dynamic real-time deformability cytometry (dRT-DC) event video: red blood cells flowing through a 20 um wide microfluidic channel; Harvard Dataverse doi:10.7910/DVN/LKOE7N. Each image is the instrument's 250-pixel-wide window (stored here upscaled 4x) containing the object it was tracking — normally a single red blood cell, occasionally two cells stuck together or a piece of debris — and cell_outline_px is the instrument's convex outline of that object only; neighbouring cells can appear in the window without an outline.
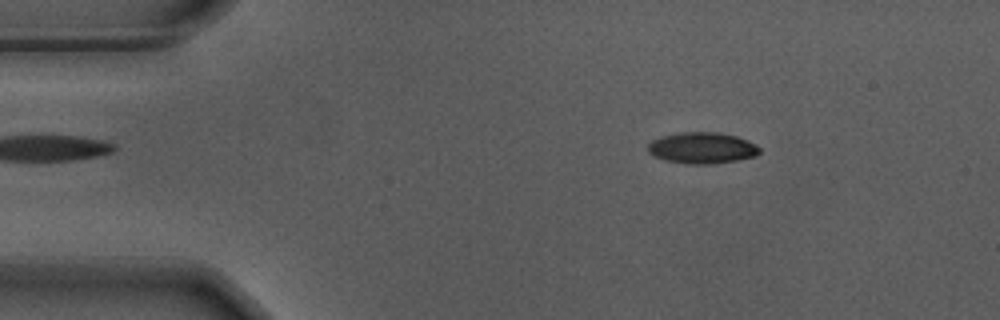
{"species": "Egyptian fruit bat (a non-hibernating species)", "species_latin": "Rousettus aegyptiacus", "temperature_condition": "warm", "stored_images_in_passage": 55, "camera_frame_rate_fps": 3000, "um_per_image_px": 0.085, "animal": {"sex": "male"}, "frame": {"image": 1, "passage_image": 8, "time_ms": 2.333, "image_size_px": [1000, 320], "cell_outline_px": [[760, 152], [756, 156], [736, 160], [708, 164], [688, 164], [664, 160], [648, 152], [648, 144], [652, 140], [660, 136], [680, 132], [716, 132], [736, 136], [748, 140], [756, 144], [760, 148]], "centroid_in_image_um": [59.68, 12.57], "position_along_channel_um": 25.3, "area_um2": 20.35}}
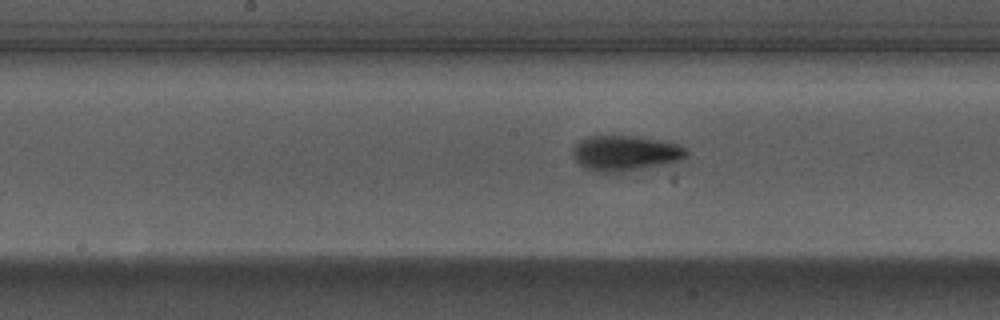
{"frame": {"image": 2, "passage_image": 27, "time_ms": 8.667, "image_size_px": [1000, 320], "cell_outline_px": [[688, 152], [680, 160], [620, 172], [592, 172], [584, 168], [572, 156], [572, 148], [580, 140], [588, 136], [636, 136], [660, 140], [680, 144]], "centroid_in_image_um": [53.08, 13.01], "position_along_channel_um": 195.1, "area_um2": 23.18}}
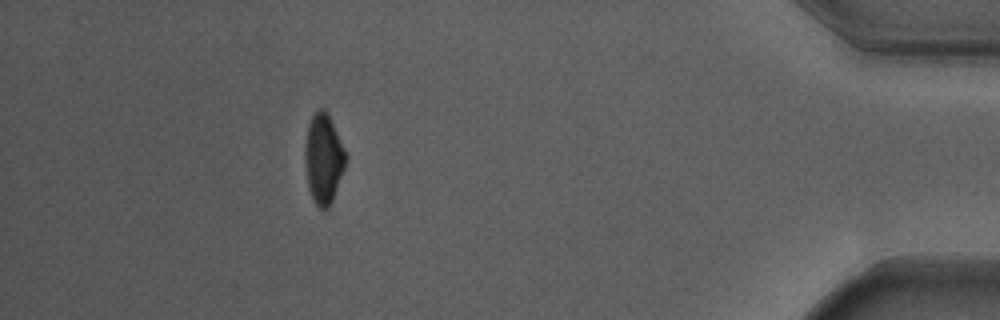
{"frame": {"image": 3, "passage_image": 49, "time_ms": 16.0, "image_size_px": [1000, 320], "cell_outline_px": [[348, 156], [344, 168], [332, 200], [328, 208], [320, 208], [316, 204], [308, 188], [304, 160], [304, 152], [308, 124], [316, 108], [324, 108], [328, 112]], "centroid_in_image_um": [27.49, 13.43], "position_along_channel_um": 407.7, "area_um2": 21.39}, "authors_computed_cell_mechanics": {"area_um2": 21.386, "velocity_mm_per_s": 3.6987, "shape_relaxation_time_tau1_ms": 2.9129, "shape_relaxation_time_tau2_ms": 2.5309, "deformation_change_tau1": 0.1393, "deformation_change_tau2": 0.0699}}